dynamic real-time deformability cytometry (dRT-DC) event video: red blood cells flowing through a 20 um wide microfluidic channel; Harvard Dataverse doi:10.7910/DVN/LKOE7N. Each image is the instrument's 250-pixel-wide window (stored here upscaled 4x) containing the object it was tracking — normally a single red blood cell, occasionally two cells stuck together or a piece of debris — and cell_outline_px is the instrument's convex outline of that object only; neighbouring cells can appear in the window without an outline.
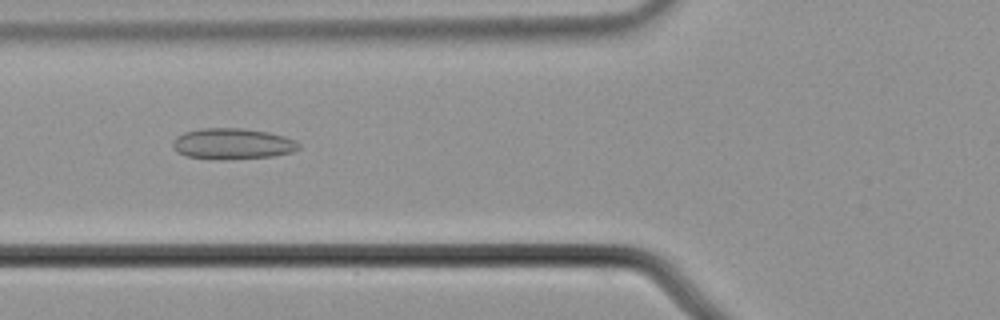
{"species": "common noctule bat (a hibernating species)", "species_latin": "Nyctalus noctula", "temperature_condition": "cold", "stored_images_in_passage": 53, "camera_frame_rate_fps": 3000, "um_per_image_px": 0.085, "animal": {"sex": "male", "body_mass_g": 21.5, "forearm_length_mm": 52.0}, "frame": {"image": 1, "passage_image": 19, "time_ms": 6.0, "image_size_px": [1000, 320], "cell_outline_px": [[300, 148], [292, 152], [272, 156], [188, 156], [176, 152], [172, 144], [176, 136], [184, 132], [200, 128], [244, 128], [268, 132], [284, 136], [296, 140], [300, 144]], "centroid_in_image_um": [19.79, 12.15], "position_along_channel_um": 106.0, "area_um2": 21.62}}
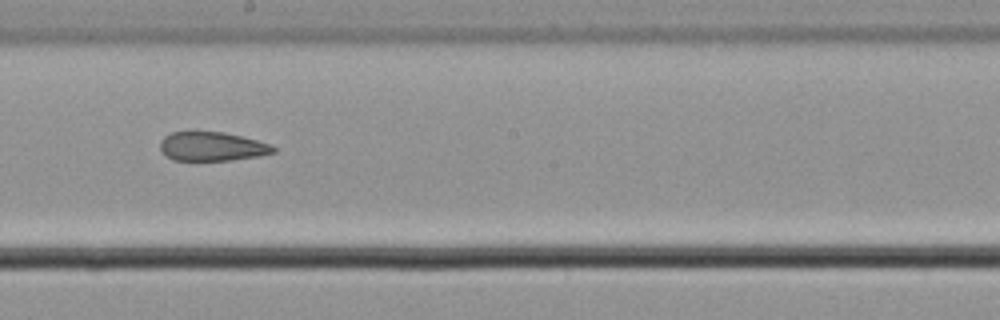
{"frame": {"image": 2, "passage_image": 29, "time_ms": 9.333, "image_size_px": [1000, 320], "cell_outline_px": [[276, 152], [260, 156], [232, 160], [172, 160], [160, 148], [160, 140], [164, 136], [172, 132], [224, 132], [256, 140], [268, 144], [276, 148]], "centroid_in_image_um": [18.03, 12.45], "position_along_channel_um": 230.2, "area_um2": 18.96}}
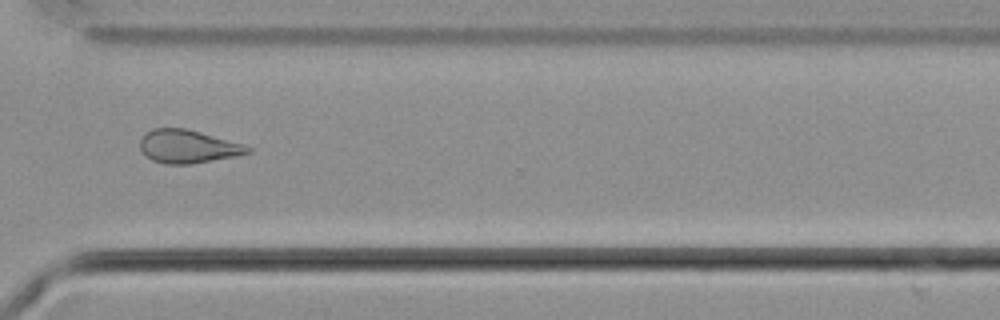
{"frame": {"image": 3, "passage_image": 39, "time_ms": 12.667, "image_size_px": [1000, 320], "cell_outline_px": [[252, 152], [236, 156], [188, 164], [168, 164], [152, 160], [144, 156], [140, 148], [140, 140], [144, 132], [152, 128], [184, 128], [200, 132], [240, 144], [252, 148]], "centroid_in_image_um": [15.9, 12.45], "position_along_channel_um": 354.7, "area_um2": 20.63}, "authors_computed_cell_mechanics": {"area_um2": 22.3108, "velocity_mm_per_s": 3.718, "shape_relaxation_time_tau1_ms": null, "shape_relaxation_time_tau2_ms": 5.8079, "deformation_change_tau1": null, "deformation_change_tau2": 0.1353}}